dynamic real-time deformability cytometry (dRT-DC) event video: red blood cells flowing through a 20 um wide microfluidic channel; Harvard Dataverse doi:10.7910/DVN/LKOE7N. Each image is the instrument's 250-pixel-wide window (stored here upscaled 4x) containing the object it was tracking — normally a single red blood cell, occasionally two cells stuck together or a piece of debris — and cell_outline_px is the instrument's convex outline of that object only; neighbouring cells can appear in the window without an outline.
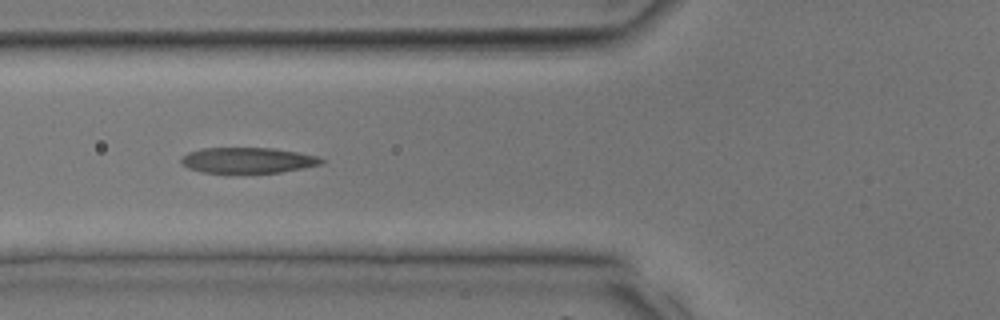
{"species": "common noctule bat (a hibernating species)", "species_latin": "Nyctalus noctula", "temperature_condition": "room temperature", "stored_images_in_passage": 32, "camera_frame_rate_fps": 3000, "um_per_image_px": 0.085, "animal": {"sex": "male", "body_mass_g": 17.9, "forearm_length_mm": 54.2}, "frame": {"image": 1, "passage_image": 9, "time_ms": 2.667, "image_size_px": [1000, 320], "cell_outline_px": [[324, 160], [320, 164], [304, 168], [280, 172], [200, 172], [188, 168], [180, 164], [180, 160], [188, 152], [204, 148], [272, 148], [296, 152], [316, 156]], "centroid_in_image_um": [21.02, 13.62], "position_along_channel_um": 104.8, "area_um2": 20.63}}
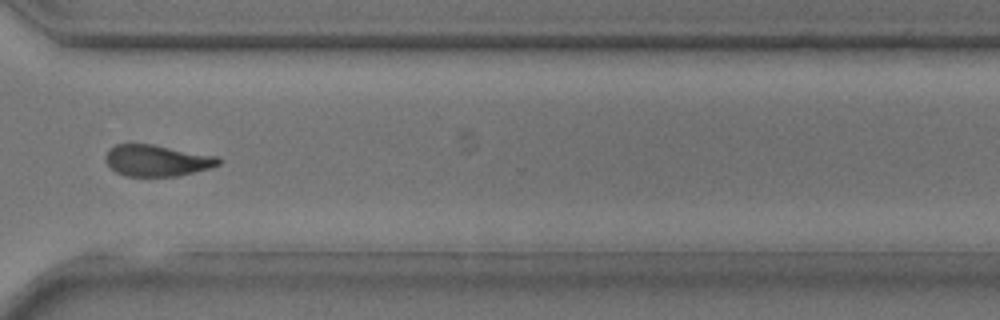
{"frame": {"image": 2, "passage_image": 23, "time_ms": 7.333, "image_size_px": [1000, 320], "cell_outline_px": [[224, 160], [220, 164], [212, 168], [176, 176], [128, 176], [116, 172], [104, 160], [104, 156], [116, 144], [152, 144], [220, 156]], "centroid_in_image_um": [13.42, 13.64], "position_along_channel_um": 357.2, "area_um2": 20.81}}
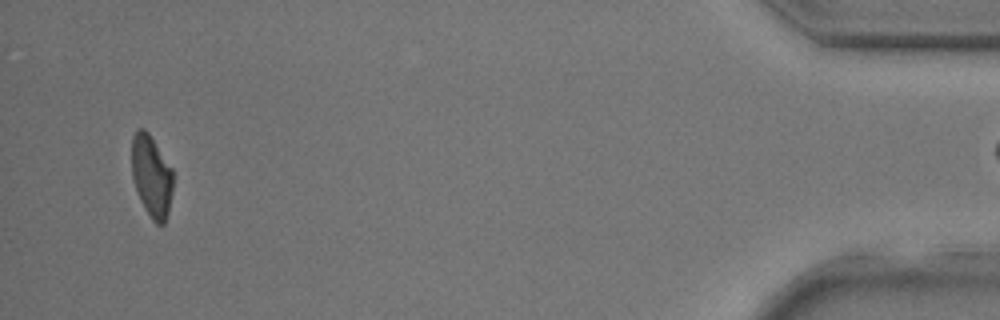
{"frame": {"image": 3, "passage_image": 31, "time_ms": 10.0, "image_size_px": [1000, 320], "cell_outline_px": [[172, 192], [168, 212], [164, 224], [156, 224], [152, 220], [144, 208], [140, 200], [132, 180], [132, 136], [136, 128], [144, 128], [148, 132], [172, 168]], "centroid_in_image_um": [12.86, 14.96], "position_along_channel_um": 422.3, "area_um2": 19.77}}